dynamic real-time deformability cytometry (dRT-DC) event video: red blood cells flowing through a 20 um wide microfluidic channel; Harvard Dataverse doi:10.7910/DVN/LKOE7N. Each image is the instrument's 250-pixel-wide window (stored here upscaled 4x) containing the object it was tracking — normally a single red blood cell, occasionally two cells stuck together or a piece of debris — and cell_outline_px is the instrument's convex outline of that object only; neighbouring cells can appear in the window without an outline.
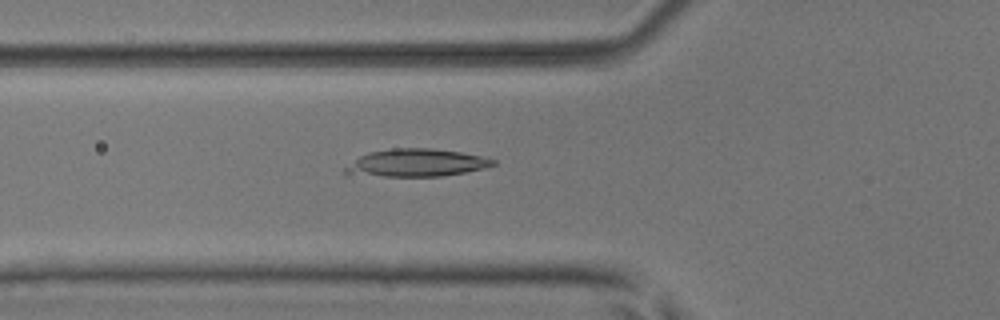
{"species": "common noctule bat (a hibernating species)", "species_latin": "Nyctalus noctula", "temperature_condition": "room temperature", "stored_images_in_passage": 47, "camera_frame_rate_fps": 3000, "um_per_image_px": 0.085, "animal": {"sex": "male", "body_mass_g": 17.9, "forearm_length_mm": 54.2}, "frame": {"image": 1, "passage_image": 14, "time_ms": 4.333, "image_size_px": [1000, 320], "cell_outline_px": [[496, 164], [484, 168], [464, 172], [440, 176], [348, 176], [344, 172], [344, 168], [360, 156], [368, 152], [392, 148], [432, 148], [460, 152], [480, 156], [496, 160]], "centroid_in_image_um": [35.32, 13.85], "position_along_channel_um": 90.5, "area_um2": 23.87}}
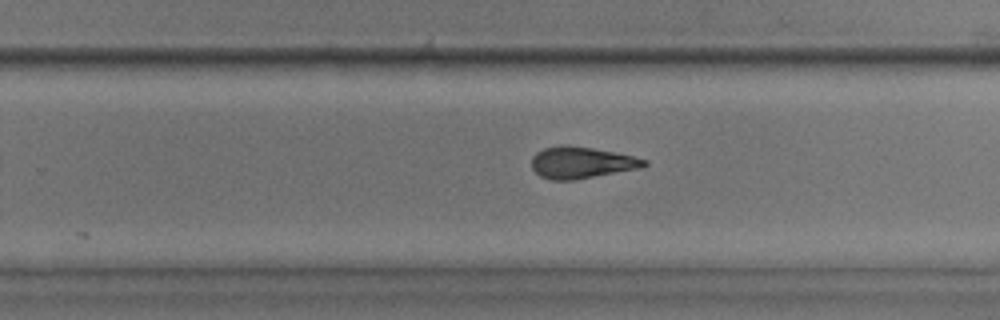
{"frame": {"image": 2, "passage_image": 28, "time_ms": 9.0, "image_size_px": [1000, 320], "cell_outline_px": [[648, 164], [640, 168], [572, 180], [552, 180], [540, 176], [532, 168], [532, 156], [536, 152], [544, 148], [564, 144], [568, 144], [592, 148], [632, 156], [648, 160]], "centroid_in_image_um": [49.39, 13.81], "position_along_channel_um": 280.4, "area_um2": 20.58}}
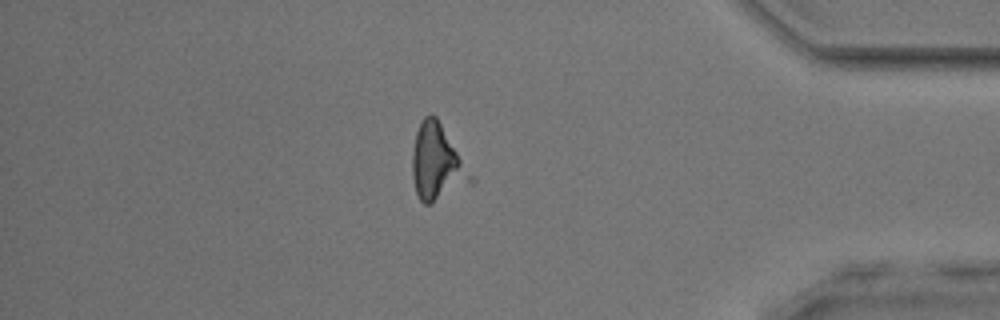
{"frame": {"image": 3, "passage_image": 39, "time_ms": 12.667, "image_size_px": [1000, 320], "cell_outline_px": [[472, 180], [432, 204], [424, 204], [420, 200], [416, 192], [412, 176], [412, 152], [416, 132], [424, 116], [436, 116], [472, 176]], "centroid_in_image_um": [37.08, 13.85], "position_along_channel_um": 398.1, "area_um2": 24.8}, "authors_computed_cell_mechanics": {"area_um2": 21.097, "velocity_mm_per_s": 4.082, "shape_relaxation_time_tau1_ms": 3.8846, "shape_relaxation_time_tau2_ms": 1.9899, "deformation_change_tau1": 0.1546, "deformation_change_tau2": 0.1092}}